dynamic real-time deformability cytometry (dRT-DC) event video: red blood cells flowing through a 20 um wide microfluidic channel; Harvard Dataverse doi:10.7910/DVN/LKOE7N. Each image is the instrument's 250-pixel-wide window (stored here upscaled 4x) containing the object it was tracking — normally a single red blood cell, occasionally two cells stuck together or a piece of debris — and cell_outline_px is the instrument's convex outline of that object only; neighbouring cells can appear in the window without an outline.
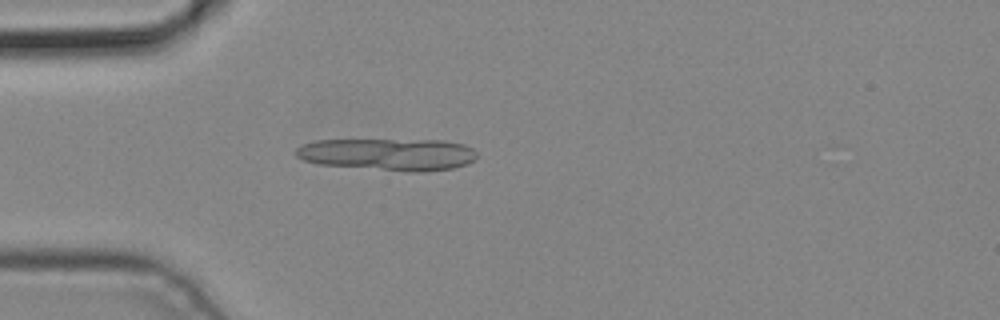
{"species": "common noctule bat (a hibernating species)", "species_latin": "Nyctalus noctula", "temperature_condition": "cold", "stored_images_in_passage": 4, "segment_of_instrument_passage": [1, 2], "camera_frame_rate_fps": 3000, "um_per_image_px": 0.085, "animal": {"sex": "male", "body_mass_g": 19.2, "forearm_length_mm": 51.8}, "frame": {"image": 1, "passage_image": 3, "time_ms": 0.667, "image_size_px": [1000, 320], "cell_outline_px": [[476, 160], [468, 164], [452, 168], [424, 172], [408, 172], [320, 164], [304, 160], [296, 156], [296, 148], [304, 144], [316, 140], [444, 140], [464, 144], [472, 148], [476, 152]], "centroid_in_image_um": [33.04, 13.12], "position_along_channel_um": 52.0, "area_um2": 33.99}}